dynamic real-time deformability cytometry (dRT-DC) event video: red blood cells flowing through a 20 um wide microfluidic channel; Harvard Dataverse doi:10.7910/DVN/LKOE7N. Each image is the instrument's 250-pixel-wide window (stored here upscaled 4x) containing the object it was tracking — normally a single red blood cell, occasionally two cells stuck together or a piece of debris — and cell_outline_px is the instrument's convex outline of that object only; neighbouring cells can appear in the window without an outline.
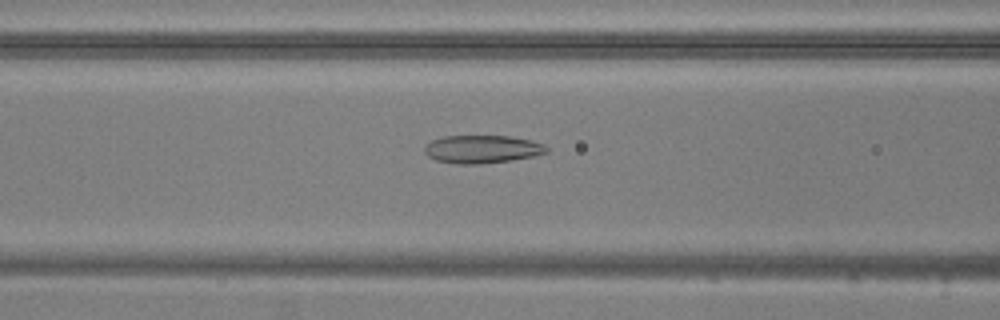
{"species": "common noctule bat (a hibernating species)", "species_latin": "Nyctalus noctula", "temperature_condition": "warm", "stored_images_in_passage": 52, "camera_frame_rate_fps": 3000, "um_per_image_px": 0.085, "animal": {"sex": "male", "body_mass_g": 20.5, "forearm_length_mm": 52.5}, "frame": {"image": 1, "passage_image": 20, "time_ms": 6.333, "image_size_px": [1000, 320], "cell_outline_px": [[548, 152], [532, 156], [512, 160], [480, 164], [456, 164], [436, 160], [428, 156], [424, 152], [424, 144], [432, 140], [444, 136], [508, 136], [528, 140], [544, 144], [548, 148]], "centroid_in_image_um": [40.94, 12.68], "position_along_channel_um": 125.7, "area_um2": 19.88}}
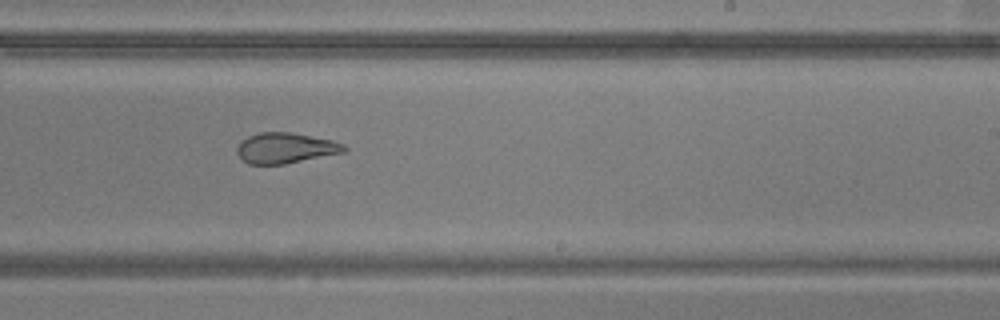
{"frame": {"image": 2, "passage_image": 31, "time_ms": 10.0, "image_size_px": [1000, 320], "cell_outline_px": [[348, 148], [344, 152], [284, 164], [248, 164], [236, 152], [236, 148], [240, 140], [248, 136], [260, 132], [292, 132], [332, 140], [344, 144]], "centroid_in_image_um": [24.25, 12.57], "position_along_channel_um": 264.8, "area_um2": 19.07}}
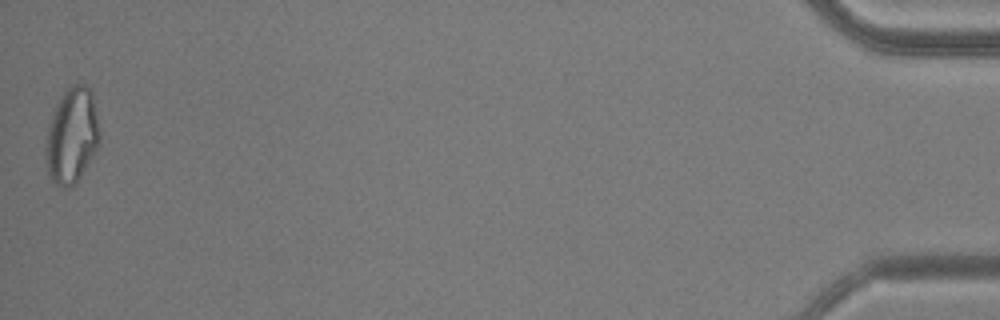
{"frame": {"image": 3, "passage_image": 52, "time_ms": 17.0, "image_size_px": [1000, 320], "cell_outline_px": [[100, 140], [92, 156], [76, 184], [68, 188], [64, 188], [56, 184], [48, 176], [48, 128], [56, 104], [60, 96], [68, 88], [76, 84], [84, 84], [92, 92], [100, 132]], "centroid_in_image_um": [6.14, 11.53], "position_along_channel_um": 429.1, "area_um2": 29.25}, "authors_computed_cell_mechanics": {"area_um2": 23.6402, "velocity_mm_per_s": 3.7973, "shape_relaxation_time_tau1_ms": null, "shape_relaxation_time_tau2_ms": 1.9136, "deformation_change_tau1": null, "deformation_change_tau2": 0.1047}}